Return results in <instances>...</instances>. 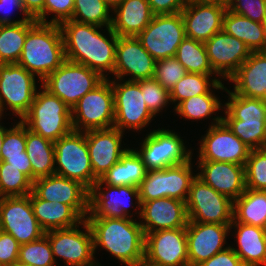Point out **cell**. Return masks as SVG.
Listing matches in <instances>:
<instances>
[{
    "mask_svg": "<svg viewBox=\"0 0 266 266\" xmlns=\"http://www.w3.org/2000/svg\"><path fill=\"white\" fill-rule=\"evenodd\" d=\"M59 26L66 60L95 70L105 79L109 74L113 75L118 36L111 26L103 30L104 27L73 20L64 21ZM101 30L107 31L109 37L100 32Z\"/></svg>",
    "mask_w": 266,
    "mask_h": 266,
    "instance_id": "6da1fadb",
    "label": "cell"
},
{
    "mask_svg": "<svg viewBox=\"0 0 266 266\" xmlns=\"http://www.w3.org/2000/svg\"><path fill=\"white\" fill-rule=\"evenodd\" d=\"M85 220L92 231L95 254L101 247L126 266L145 257V234L137 219L86 217Z\"/></svg>",
    "mask_w": 266,
    "mask_h": 266,
    "instance_id": "7a4b0ae2",
    "label": "cell"
},
{
    "mask_svg": "<svg viewBox=\"0 0 266 266\" xmlns=\"http://www.w3.org/2000/svg\"><path fill=\"white\" fill-rule=\"evenodd\" d=\"M62 31L57 24L37 22L28 32L18 65L34 74L39 83L65 61Z\"/></svg>",
    "mask_w": 266,
    "mask_h": 266,
    "instance_id": "3957f363",
    "label": "cell"
},
{
    "mask_svg": "<svg viewBox=\"0 0 266 266\" xmlns=\"http://www.w3.org/2000/svg\"><path fill=\"white\" fill-rule=\"evenodd\" d=\"M228 101L224 103L222 121L251 150L266 146V103L261 99L225 91Z\"/></svg>",
    "mask_w": 266,
    "mask_h": 266,
    "instance_id": "277c9868",
    "label": "cell"
},
{
    "mask_svg": "<svg viewBox=\"0 0 266 266\" xmlns=\"http://www.w3.org/2000/svg\"><path fill=\"white\" fill-rule=\"evenodd\" d=\"M20 121L32 132L52 142L73 131L71 109L41 83L29 111Z\"/></svg>",
    "mask_w": 266,
    "mask_h": 266,
    "instance_id": "5b68a950",
    "label": "cell"
},
{
    "mask_svg": "<svg viewBox=\"0 0 266 266\" xmlns=\"http://www.w3.org/2000/svg\"><path fill=\"white\" fill-rule=\"evenodd\" d=\"M105 78L82 64L65 60L50 73L41 85L60 98L70 109L88 92L94 90Z\"/></svg>",
    "mask_w": 266,
    "mask_h": 266,
    "instance_id": "8992f818",
    "label": "cell"
},
{
    "mask_svg": "<svg viewBox=\"0 0 266 266\" xmlns=\"http://www.w3.org/2000/svg\"><path fill=\"white\" fill-rule=\"evenodd\" d=\"M173 131L160 127L154 129L146 133L139 150L135 147L147 171L164 169L193 159L192 149H188L183 137Z\"/></svg>",
    "mask_w": 266,
    "mask_h": 266,
    "instance_id": "52a82bcc",
    "label": "cell"
},
{
    "mask_svg": "<svg viewBox=\"0 0 266 266\" xmlns=\"http://www.w3.org/2000/svg\"><path fill=\"white\" fill-rule=\"evenodd\" d=\"M108 76L94 90L86 93L71 109L74 131L107 129L114 125V95Z\"/></svg>",
    "mask_w": 266,
    "mask_h": 266,
    "instance_id": "ba28073f",
    "label": "cell"
},
{
    "mask_svg": "<svg viewBox=\"0 0 266 266\" xmlns=\"http://www.w3.org/2000/svg\"><path fill=\"white\" fill-rule=\"evenodd\" d=\"M55 174L81 182L89 190L97 179L94 177L86 132L72 131L54 142Z\"/></svg>",
    "mask_w": 266,
    "mask_h": 266,
    "instance_id": "9c48e42d",
    "label": "cell"
},
{
    "mask_svg": "<svg viewBox=\"0 0 266 266\" xmlns=\"http://www.w3.org/2000/svg\"><path fill=\"white\" fill-rule=\"evenodd\" d=\"M45 235L49 239L56 264L57 258H60L64 266H101L94 257L92 231L85 219L74 227L50 230Z\"/></svg>",
    "mask_w": 266,
    "mask_h": 266,
    "instance_id": "30bf717a",
    "label": "cell"
},
{
    "mask_svg": "<svg viewBox=\"0 0 266 266\" xmlns=\"http://www.w3.org/2000/svg\"><path fill=\"white\" fill-rule=\"evenodd\" d=\"M192 164L191 159L188 162L164 169L148 170L138 186L140 202L163 197L186 202L191 183L197 176L192 171Z\"/></svg>",
    "mask_w": 266,
    "mask_h": 266,
    "instance_id": "8fae6325",
    "label": "cell"
},
{
    "mask_svg": "<svg viewBox=\"0 0 266 266\" xmlns=\"http://www.w3.org/2000/svg\"><path fill=\"white\" fill-rule=\"evenodd\" d=\"M36 80L34 74L17 63L0 64L1 117L5 116L4 110H10L12 115L22 119L29 111L38 90Z\"/></svg>",
    "mask_w": 266,
    "mask_h": 266,
    "instance_id": "7c38bea8",
    "label": "cell"
},
{
    "mask_svg": "<svg viewBox=\"0 0 266 266\" xmlns=\"http://www.w3.org/2000/svg\"><path fill=\"white\" fill-rule=\"evenodd\" d=\"M115 118L113 127L140 132L148 127L154 116L144 102L140 85L136 81L112 78Z\"/></svg>",
    "mask_w": 266,
    "mask_h": 266,
    "instance_id": "4fadbf2b",
    "label": "cell"
},
{
    "mask_svg": "<svg viewBox=\"0 0 266 266\" xmlns=\"http://www.w3.org/2000/svg\"><path fill=\"white\" fill-rule=\"evenodd\" d=\"M212 120L198 143L197 161L230 162L245 166L251 149L229 129L221 115H215Z\"/></svg>",
    "mask_w": 266,
    "mask_h": 266,
    "instance_id": "5bb4252c",
    "label": "cell"
},
{
    "mask_svg": "<svg viewBox=\"0 0 266 266\" xmlns=\"http://www.w3.org/2000/svg\"><path fill=\"white\" fill-rule=\"evenodd\" d=\"M134 200L136 207L133 204ZM140 204L138 187L113 186L104 184L99 179L89 190V212L86 217L134 219L137 214L140 218ZM131 205L134 207L132 214L129 210L132 208Z\"/></svg>",
    "mask_w": 266,
    "mask_h": 266,
    "instance_id": "9a60e30c",
    "label": "cell"
},
{
    "mask_svg": "<svg viewBox=\"0 0 266 266\" xmlns=\"http://www.w3.org/2000/svg\"><path fill=\"white\" fill-rule=\"evenodd\" d=\"M186 210L188 222L231 224L233 221V201L197 176L189 189Z\"/></svg>",
    "mask_w": 266,
    "mask_h": 266,
    "instance_id": "2e32d148",
    "label": "cell"
},
{
    "mask_svg": "<svg viewBox=\"0 0 266 266\" xmlns=\"http://www.w3.org/2000/svg\"><path fill=\"white\" fill-rule=\"evenodd\" d=\"M136 37L156 61L175 56L178 46L186 37L181 12L154 15Z\"/></svg>",
    "mask_w": 266,
    "mask_h": 266,
    "instance_id": "e0dca14e",
    "label": "cell"
},
{
    "mask_svg": "<svg viewBox=\"0 0 266 266\" xmlns=\"http://www.w3.org/2000/svg\"><path fill=\"white\" fill-rule=\"evenodd\" d=\"M1 231L20 245L40 239L45 231L36 219L29 195L0 198Z\"/></svg>",
    "mask_w": 266,
    "mask_h": 266,
    "instance_id": "ac0fdd59",
    "label": "cell"
},
{
    "mask_svg": "<svg viewBox=\"0 0 266 266\" xmlns=\"http://www.w3.org/2000/svg\"><path fill=\"white\" fill-rule=\"evenodd\" d=\"M204 44L210 66L221 80H229L252 53L243 41L224 30L214 34Z\"/></svg>",
    "mask_w": 266,
    "mask_h": 266,
    "instance_id": "d6986e66",
    "label": "cell"
},
{
    "mask_svg": "<svg viewBox=\"0 0 266 266\" xmlns=\"http://www.w3.org/2000/svg\"><path fill=\"white\" fill-rule=\"evenodd\" d=\"M145 257L161 266H189L186 227L147 233Z\"/></svg>",
    "mask_w": 266,
    "mask_h": 266,
    "instance_id": "ffe728a7",
    "label": "cell"
},
{
    "mask_svg": "<svg viewBox=\"0 0 266 266\" xmlns=\"http://www.w3.org/2000/svg\"><path fill=\"white\" fill-rule=\"evenodd\" d=\"M33 192L40 199L70 205L83 219L89 212V189L77 180L49 175L33 182Z\"/></svg>",
    "mask_w": 266,
    "mask_h": 266,
    "instance_id": "44dd1931",
    "label": "cell"
},
{
    "mask_svg": "<svg viewBox=\"0 0 266 266\" xmlns=\"http://www.w3.org/2000/svg\"><path fill=\"white\" fill-rule=\"evenodd\" d=\"M230 224L188 222L186 226L189 266H198L226 249Z\"/></svg>",
    "mask_w": 266,
    "mask_h": 266,
    "instance_id": "7402d4cb",
    "label": "cell"
},
{
    "mask_svg": "<svg viewBox=\"0 0 266 266\" xmlns=\"http://www.w3.org/2000/svg\"><path fill=\"white\" fill-rule=\"evenodd\" d=\"M156 60L143 48L137 37L118 36L113 76L127 81L152 79Z\"/></svg>",
    "mask_w": 266,
    "mask_h": 266,
    "instance_id": "603a6c76",
    "label": "cell"
},
{
    "mask_svg": "<svg viewBox=\"0 0 266 266\" xmlns=\"http://www.w3.org/2000/svg\"><path fill=\"white\" fill-rule=\"evenodd\" d=\"M140 203L138 219L145 235L158 230L184 228L188 224L184 201L163 197Z\"/></svg>",
    "mask_w": 266,
    "mask_h": 266,
    "instance_id": "cb8c5ba5",
    "label": "cell"
},
{
    "mask_svg": "<svg viewBox=\"0 0 266 266\" xmlns=\"http://www.w3.org/2000/svg\"><path fill=\"white\" fill-rule=\"evenodd\" d=\"M124 132L115 127L90 130L86 140L94 177L99 180L128 150L122 146Z\"/></svg>",
    "mask_w": 266,
    "mask_h": 266,
    "instance_id": "d4e9b609",
    "label": "cell"
},
{
    "mask_svg": "<svg viewBox=\"0 0 266 266\" xmlns=\"http://www.w3.org/2000/svg\"><path fill=\"white\" fill-rule=\"evenodd\" d=\"M227 8L218 4L189 0L181 11L186 37L205 43L223 30V17Z\"/></svg>",
    "mask_w": 266,
    "mask_h": 266,
    "instance_id": "484cf974",
    "label": "cell"
},
{
    "mask_svg": "<svg viewBox=\"0 0 266 266\" xmlns=\"http://www.w3.org/2000/svg\"><path fill=\"white\" fill-rule=\"evenodd\" d=\"M197 177L218 193L236 200L245 192V166L230 162L197 161Z\"/></svg>",
    "mask_w": 266,
    "mask_h": 266,
    "instance_id": "4316f807",
    "label": "cell"
},
{
    "mask_svg": "<svg viewBox=\"0 0 266 266\" xmlns=\"http://www.w3.org/2000/svg\"><path fill=\"white\" fill-rule=\"evenodd\" d=\"M234 94L262 99L266 91V51L252 52L229 79Z\"/></svg>",
    "mask_w": 266,
    "mask_h": 266,
    "instance_id": "83f0119b",
    "label": "cell"
},
{
    "mask_svg": "<svg viewBox=\"0 0 266 266\" xmlns=\"http://www.w3.org/2000/svg\"><path fill=\"white\" fill-rule=\"evenodd\" d=\"M112 13L111 28L122 37H136L154 16L148 0H122Z\"/></svg>",
    "mask_w": 266,
    "mask_h": 266,
    "instance_id": "f1b7e54d",
    "label": "cell"
},
{
    "mask_svg": "<svg viewBox=\"0 0 266 266\" xmlns=\"http://www.w3.org/2000/svg\"><path fill=\"white\" fill-rule=\"evenodd\" d=\"M238 248L232 249L245 266H266V235L264 228L249 224L231 222ZM235 229V230H234Z\"/></svg>",
    "mask_w": 266,
    "mask_h": 266,
    "instance_id": "f546056e",
    "label": "cell"
},
{
    "mask_svg": "<svg viewBox=\"0 0 266 266\" xmlns=\"http://www.w3.org/2000/svg\"><path fill=\"white\" fill-rule=\"evenodd\" d=\"M29 197L34 215L45 232L71 228L84 220L70 205L40 199L33 191Z\"/></svg>",
    "mask_w": 266,
    "mask_h": 266,
    "instance_id": "4dcf8cb0",
    "label": "cell"
},
{
    "mask_svg": "<svg viewBox=\"0 0 266 266\" xmlns=\"http://www.w3.org/2000/svg\"><path fill=\"white\" fill-rule=\"evenodd\" d=\"M223 30L243 41L251 52L266 51V28L260 22L227 9L223 17Z\"/></svg>",
    "mask_w": 266,
    "mask_h": 266,
    "instance_id": "1f68e13d",
    "label": "cell"
},
{
    "mask_svg": "<svg viewBox=\"0 0 266 266\" xmlns=\"http://www.w3.org/2000/svg\"><path fill=\"white\" fill-rule=\"evenodd\" d=\"M146 168L138 153L133 147L121 156L101 178L104 184L113 186L138 187L146 175Z\"/></svg>",
    "mask_w": 266,
    "mask_h": 266,
    "instance_id": "d6a6232c",
    "label": "cell"
},
{
    "mask_svg": "<svg viewBox=\"0 0 266 266\" xmlns=\"http://www.w3.org/2000/svg\"><path fill=\"white\" fill-rule=\"evenodd\" d=\"M26 153L32 167V181L55 174L54 142L26 127Z\"/></svg>",
    "mask_w": 266,
    "mask_h": 266,
    "instance_id": "836d02e7",
    "label": "cell"
},
{
    "mask_svg": "<svg viewBox=\"0 0 266 266\" xmlns=\"http://www.w3.org/2000/svg\"><path fill=\"white\" fill-rule=\"evenodd\" d=\"M264 228L266 224V191L251 190L233 201V221Z\"/></svg>",
    "mask_w": 266,
    "mask_h": 266,
    "instance_id": "e575fe53",
    "label": "cell"
},
{
    "mask_svg": "<svg viewBox=\"0 0 266 266\" xmlns=\"http://www.w3.org/2000/svg\"><path fill=\"white\" fill-rule=\"evenodd\" d=\"M226 91L227 88L224 83L219 82L212 90L207 94H200L189 99H186L178 103L173 107V112L178 116L187 120H201L213 117V114L224 110V104L219 100V97L215 95L213 90ZM212 115V116H211Z\"/></svg>",
    "mask_w": 266,
    "mask_h": 266,
    "instance_id": "d590c367",
    "label": "cell"
},
{
    "mask_svg": "<svg viewBox=\"0 0 266 266\" xmlns=\"http://www.w3.org/2000/svg\"><path fill=\"white\" fill-rule=\"evenodd\" d=\"M35 19L17 24L0 25V64L17 63L21 57L27 32Z\"/></svg>",
    "mask_w": 266,
    "mask_h": 266,
    "instance_id": "8d00e7d4",
    "label": "cell"
},
{
    "mask_svg": "<svg viewBox=\"0 0 266 266\" xmlns=\"http://www.w3.org/2000/svg\"><path fill=\"white\" fill-rule=\"evenodd\" d=\"M175 58L188 73L216 75L210 66L203 42L185 37L177 48Z\"/></svg>",
    "mask_w": 266,
    "mask_h": 266,
    "instance_id": "74e56055",
    "label": "cell"
},
{
    "mask_svg": "<svg viewBox=\"0 0 266 266\" xmlns=\"http://www.w3.org/2000/svg\"><path fill=\"white\" fill-rule=\"evenodd\" d=\"M219 82H222V80H220L217 75L187 72L170 91L171 104H174L175 107L178 103L186 99L200 94H207L212 90L211 88H214Z\"/></svg>",
    "mask_w": 266,
    "mask_h": 266,
    "instance_id": "f35d334b",
    "label": "cell"
},
{
    "mask_svg": "<svg viewBox=\"0 0 266 266\" xmlns=\"http://www.w3.org/2000/svg\"><path fill=\"white\" fill-rule=\"evenodd\" d=\"M112 11L103 0H74L71 20L99 27H110L112 25Z\"/></svg>",
    "mask_w": 266,
    "mask_h": 266,
    "instance_id": "ab89813d",
    "label": "cell"
},
{
    "mask_svg": "<svg viewBox=\"0 0 266 266\" xmlns=\"http://www.w3.org/2000/svg\"><path fill=\"white\" fill-rule=\"evenodd\" d=\"M33 191V181L9 163H0V198L25 196Z\"/></svg>",
    "mask_w": 266,
    "mask_h": 266,
    "instance_id": "60d3db41",
    "label": "cell"
},
{
    "mask_svg": "<svg viewBox=\"0 0 266 266\" xmlns=\"http://www.w3.org/2000/svg\"><path fill=\"white\" fill-rule=\"evenodd\" d=\"M17 263L31 266H59L53 258L49 239L45 234L38 240L20 245Z\"/></svg>",
    "mask_w": 266,
    "mask_h": 266,
    "instance_id": "b9f144b4",
    "label": "cell"
},
{
    "mask_svg": "<svg viewBox=\"0 0 266 266\" xmlns=\"http://www.w3.org/2000/svg\"><path fill=\"white\" fill-rule=\"evenodd\" d=\"M245 186L266 191V149L251 150L245 164Z\"/></svg>",
    "mask_w": 266,
    "mask_h": 266,
    "instance_id": "7bdbcfd3",
    "label": "cell"
},
{
    "mask_svg": "<svg viewBox=\"0 0 266 266\" xmlns=\"http://www.w3.org/2000/svg\"><path fill=\"white\" fill-rule=\"evenodd\" d=\"M136 82L140 85L144 102L154 117L158 116L165 107L167 108L171 105L170 91L160 85L153 78Z\"/></svg>",
    "mask_w": 266,
    "mask_h": 266,
    "instance_id": "ee69618b",
    "label": "cell"
},
{
    "mask_svg": "<svg viewBox=\"0 0 266 266\" xmlns=\"http://www.w3.org/2000/svg\"><path fill=\"white\" fill-rule=\"evenodd\" d=\"M187 73L186 69L173 57L157 60L153 79L167 90L171 91Z\"/></svg>",
    "mask_w": 266,
    "mask_h": 266,
    "instance_id": "f6af8a7d",
    "label": "cell"
},
{
    "mask_svg": "<svg viewBox=\"0 0 266 266\" xmlns=\"http://www.w3.org/2000/svg\"><path fill=\"white\" fill-rule=\"evenodd\" d=\"M74 10V0H45L43 12L35 19L39 23L57 24L71 20ZM52 15L49 21L46 16Z\"/></svg>",
    "mask_w": 266,
    "mask_h": 266,
    "instance_id": "bcb514c9",
    "label": "cell"
},
{
    "mask_svg": "<svg viewBox=\"0 0 266 266\" xmlns=\"http://www.w3.org/2000/svg\"><path fill=\"white\" fill-rule=\"evenodd\" d=\"M14 123L5 132L1 157L24 156L26 151V126L21 121Z\"/></svg>",
    "mask_w": 266,
    "mask_h": 266,
    "instance_id": "7dc6e473",
    "label": "cell"
},
{
    "mask_svg": "<svg viewBox=\"0 0 266 266\" xmlns=\"http://www.w3.org/2000/svg\"><path fill=\"white\" fill-rule=\"evenodd\" d=\"M266 0H232L227 7L232 13L263 22Z\"/></svg>",
    "mask_w": 266,
    "mask_h": 266,
    "instance_id": "c3c4849f",
    "label": "cell"
},
{
    "mask_svg": "<svg viewBox=\"0 0 266 266\" xmlns=\"http://www.w3.org/2000/svg\"><path fill=\"white\" fill-rule=\"evenodd\" d=\"M20 244L10 234L0 231V264L15 266L18 261Z\"/></svg>",
    "mask_w": 266,
    "mask_h": 266,
    "instance_id": "681fc988",
    "label": "cell"
},
{
    "mask_svg": "<svg viewBox=\"0 0 266 266\" xmlns=\"http://www.w3.org/2000/svg\"><path fill=\"white\" fill-rule=\"evenodd\" d=\"M13 9L19 10L20 14H23L22 19H11ZM29 20L31 18L25 12L22 0H0V25L17 24Z\"/></svg>",
    "mask_w": 266,
    "mask_h": 266,
    "instance_id": "f907efd6",
    "label": "cell"
},
{
    "mask_svg": "<svg viewBox=\"0 0 266 266\" xmlns=\"http://www.w3.org/2000/svg\"><path fill=\"white\" fill-rule=\"evenodd\" d=\"M198 266H245L232 247L227 245V248L218 252L208 260L202 262Z\"/></svg>",
    "mask_w": 266,
    "mask_h": 266,
    "instance_id": "816d5d0a",
    "label": "cell"
},
{
    "mask_svg": "<svg viewBox=\"0 0 266 266\" xmlns=\"http://www.w3.org/2000/svg\"><path fill=\"white\" fill-rule=\"evenodd\" d=\"M189 0H148L154 15L175 14L183 10Z\"/></svg>",
    "mask_w": 266,
    "mask_h": 266,
    "instance_id": "f5cc1de1",
    "label": "cell"
},
{
    "mask_svg": "<svg viewBox=\"0 0 266 266\" xmlns=\"http://www.w3.org/2000/svg\"><path fill=\"white\" fill-rule=\"evenodd\" d=\"M2 161H5L9 163L10 166L19 169L32 180V167L26 151L24 152V156L2 157Z\"/></svg>",
    "mask_w": 266,
    "mask_h": 266,
    "instance_id": "db71d44e",
    "label": "cell"
},
{
    "mask_svg": "<svg viewBox=\"0 0 266 266\" xmlns=\"http://www.w3.org/2000/svg\"><path fill=\"white\" fill-rule=\"evenodd\" d=\"M45 0H22L23 8L31 19H36L44 9Z\"/></svg>",
    "mask_w": 266,
    "mask_h": 266,
    "instance_id": "11a10c76",
    "label": "cell"
},
{
    "mask_svg": "<svg viewBox=\"0 0 266 266\" xmlns=\"http://www.w3.org/2000/svg\"><path fill=\"white\" fill-rule=\"evenodd\" d=\"M203 3L218 4L224 7H228L232 0H200Z\"/></svg>",
    "mask_w": 266,
    "mask_h": 266,
    "instance_id": "9f6ffc18",
    "label": "cell"
},
{
    "mask_svg": "<svg viewBox=\"0 0 266 266\" xmlns=\"http://www.w3.org/2000/svg\"><path fill=\"white\" fill-rule=\"evenodd\" d=\"M2 120H0L1 122ZM8 128L4 127V125L2 126V122L0 123V163L2 162V157H1V154H2V145H3V141H4V138H5V132Z\"/></svg>",
    "mask_w": 266,
    "mask_h": 266,
    "instance_id": "6f0895ef",
    "label": "cell"
},
{
    "mask_svg": "<svg viewBox=\"0 0 266 266\" xmlns=\"http://www.w3.org/2000/svg\"><path fill=\"white\" fill-rule=\"evenodd\" d=\"M132 266H161V265L153 263V262L149 261L146 257H144Z\"/></svg>",
    "mask_w": 266,
    "mask_h": 266,
    "instance_id": "680465c9",
    "label": "cell"
},
{
    "mask_svg": "<svg viewBox=\"0 0 266 266\" xmlns=\"http://www.w3.org/2000/svg\"><path fill=\"white\" fill-rule=\"evenodd\" d=\"M112 10L122 1V0H103Z\"/></svg>",
    "mask_w": 266,
    "mask_h": 266,
    "instance_id": "91938a15",
    "label": "cell"
},
{
    "mask_svg": "<svg viewBox=\"0 0 266 266\" xmlns=\"http://www.w3.org/2000/svg\"><path fill=\"white\" fill-rule=\"evenodd\" d=\"M262 24L265 26L266 28V4H265V11H264V16H263V22Z\"/></svg>",
    "mask_w": 266,
    "mask_h": 266,
    "instance_id": "94428289",
    "label": "cell"
},
{
    "mask_svg": "<svg viewBox=\"0 0 266 266\" xmlns=\"http://www.w3.org/2000/svg\"><path fill=\"white\" fill-rule=\"evenodd\" d=\"M264 103H266V91H264V96L263 98L261 99Z\"/></svg>",
    "mask_w": 266,
    "mask_h": 266,
    "instance_id": "6125c7cd",
    "label": "cell"
},
{
    "mask_svg": "<svg viewBox=\"0 0 266 266\" xmlns=\"http://www.w3.org/2000/svg\"><path fill=\"white\" fill-rule=\"evenodd\" d=\"M15 266H31V265H26V264H23V263H17Z\"/></svg>",
    "mask_w": 266,
    "mask_h": 266,
    "instance_id": "be15d7a7",
    "label": "cell"
},
{
    "mask_svg": "<svg viewBox=\"0 0 266 266\" xmlns=\"http://www.w3.org/2000/svg\"><path fill=\"white\" fill-rule=\"evenodd\" d=\"M264 232H265V235H266V224H265V226H264Z\"/></svg>",
    "mask_w": 266,
    "mask_h": 266,
    "instance_id": "e7e4bbea",
    "label": "cell"
}]
</instances>
